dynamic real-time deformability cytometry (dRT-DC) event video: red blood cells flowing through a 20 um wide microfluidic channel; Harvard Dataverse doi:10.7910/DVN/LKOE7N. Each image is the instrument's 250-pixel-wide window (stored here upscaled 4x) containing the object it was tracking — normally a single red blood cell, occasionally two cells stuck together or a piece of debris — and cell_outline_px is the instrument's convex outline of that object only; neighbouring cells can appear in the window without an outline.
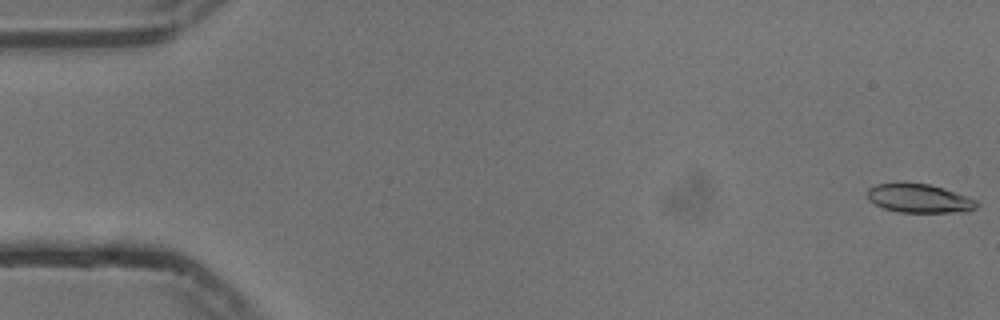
{"species": "common noctule bat (a hibernating species)", "species_latin": "Nyctalus noctula", "temperature_condition": "cold", "stored_images_in_passage": 55, "camera_frame_rate_fps": 3000, "um_per_image_px": 0.085, "animal": {"sex": "male", "body_mass_g": 13.3}, "frame": {"image": 1, "passage_image": 1, "time_ms": 0.0, "image_size_px": [1000, 320], "cell_outline_px": [[980, 204], [976, 208], [968, 212], [900, 212], [884, 208], [872, 204], [868, 200], [868, 188], [876, 184], [900, 180], [928, 184], [944, 188], [976, 200]], "centroid_in_image_um": [78.09, 16.83], "position_along_channel_um": 6.9, "area_um2": 18.9}}
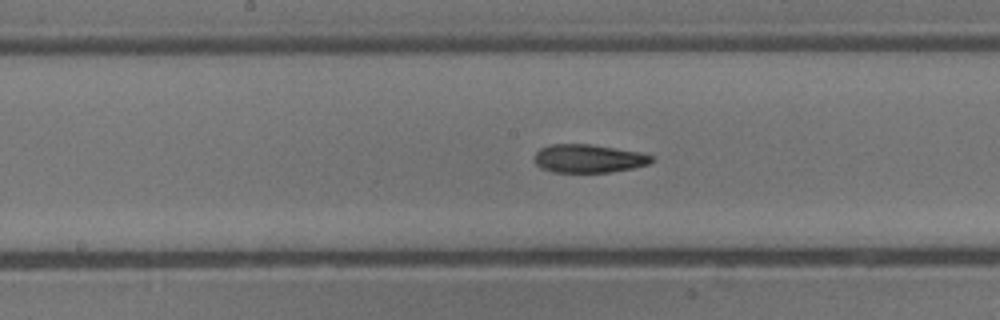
{"frame": {"image": 2, "passage_image": 28, "time_ms": 9.0, "image_size_px": [1000, 320], "cell_outline_px": [[656, 160], [648, 164], [632, 168], [608, 172], [552, 172], [540, 168], [536, 164], [536, 152], [540, 148], [548, 144], [592, 144], [640, 152], [656, 156]], "centroid_in_image_um": [50.06, 13.47], "position_along_channel_um": 198.1, "area_um2": 19.48}}
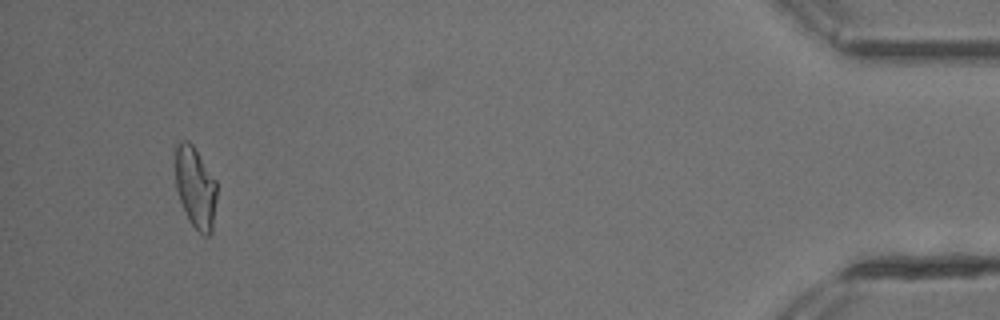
{"frame": {"image": 3, "passage_image": 52, "time_ms": 17.0, "image_size_px": [1000, 320], "cell_outline_px": [[216, 200], [212, 232], [208, 236], [204, 236], [188, 220], [180, 200], [176, 188], [176, 144], [180, 140], [188, 140], [192, 144], [216, 180]], "centroid_in_image_um": [16.62, 15.94], "position_along_channel_um": 418.6, "area_um2": 19.54}, "authors_computed_cell_mechanics": {"area_um2": 19.5364, "velocity_mm_per_s": 3.7497, "shape_relaxation_time_tau1_ms": 4.7905, "shape_relaxation_time_tau2_ms": 2.4674, "deformation_change_tau1": 0.1699, "deformation_change_tau2": 0.1072}}